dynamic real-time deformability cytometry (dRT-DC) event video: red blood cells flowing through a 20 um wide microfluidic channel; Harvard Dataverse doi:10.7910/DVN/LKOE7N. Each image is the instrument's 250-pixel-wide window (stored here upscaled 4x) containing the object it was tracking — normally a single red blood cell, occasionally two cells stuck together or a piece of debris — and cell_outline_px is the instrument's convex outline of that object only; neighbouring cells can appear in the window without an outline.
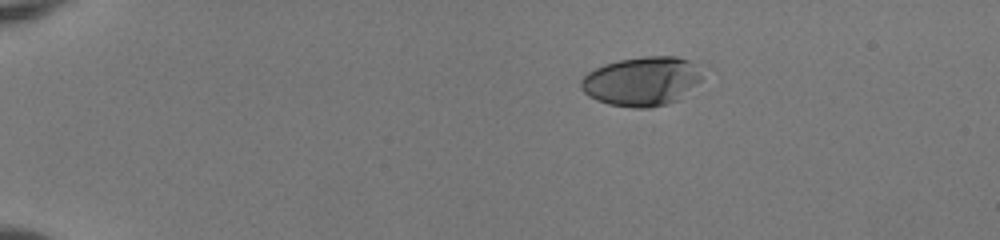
{"species": "human", "species_latin": "Homo sapiens", "temperature_condition": "room temperature", "stored_images_in_passage": 44, "camera_frame_rate_fps": 3000, "um_per_image_px": 0.085, "donor": {"sex": "female"}, "frame": {"image": 1, "passage_image": 1, "time_ms": 0.0, "image_size_px": [1000, 240], "cell_outline_px": [[700, 80], [680, 100], [668, 104], [648, 108], [632, 108], [608, 104], [596, 100], [588, 96], [580, 88], [580, 80], [588, 72], [604, 64], [620, 60], [644, 56], [676, 56], [688, 60], [696, 64], [700, 68]], "centroid_in_image_um": [54.54, 6.92], "position_along_channel_um": 30.5, "area_um2": 34.91}}
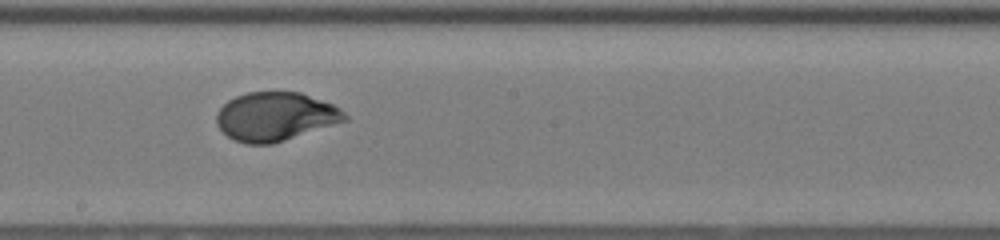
{"frame": {"image": 2, "passage_image": 23, "time_ms": 7.333, "image_size_px": [1000, 240], "cell_outline_px": [[348, 120], [272, 144], [244, 144], [232, 140], [216, 124], [216, 112], [228, 100], [236, 96], [248, 92], [300, 92], [332, 104], [340, 108], [348, 116]], "centroid_in_image_um": [23.39, 9.91], "position_along_channel_um": 224.8, "area_um2": 36.36}}
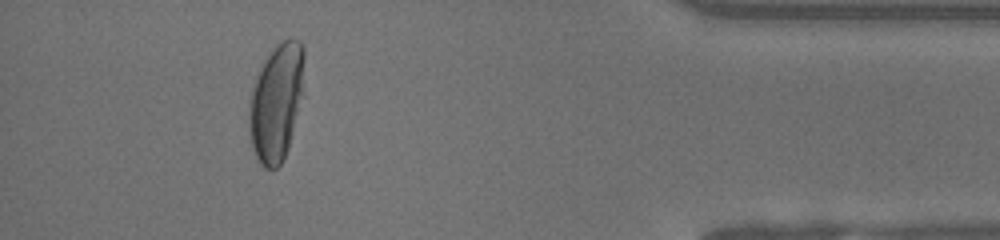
{"frame": {"image": 3, "passage_image": 40, "time_ms": 13.0, "image_size_px": [1000, 240], "cell_outline_px": [[304, 92], [288, 148], [284, 160], [276, 168], [264, 168], [260, 164], [252, 148], [248, 116], [248, 100], [252, 88], [268, 56], [284, 40], [300, 40], [304, 48]], "centroid_in_image_um": [23.51, 8.74], "position_along_channel_um": 411.7, "area_um2": 37.51}, "authors_computed_cell_mechanics": {"area_um2": 36.2984, "velocity_mm_per_s": 3.9738, "shape_relaxation_time_tau1_ms": 4.6726, "shape_relaxation_time_tau2_ms": null, "deformation_change_tau1": 0.2422, "deformation_change_tau2": null}}